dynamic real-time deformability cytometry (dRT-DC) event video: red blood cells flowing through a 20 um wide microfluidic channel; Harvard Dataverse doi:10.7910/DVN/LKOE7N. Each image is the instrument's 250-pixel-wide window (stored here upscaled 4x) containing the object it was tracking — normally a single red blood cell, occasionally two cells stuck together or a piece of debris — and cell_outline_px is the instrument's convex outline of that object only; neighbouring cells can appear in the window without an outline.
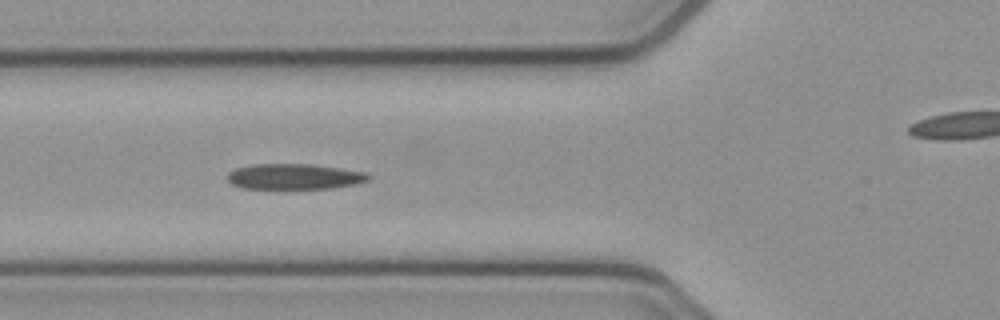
{"species": "common noctule bat (a hibernating species)", "species_latin": "Nyctalus noctula", "temperature_condition": "cold", "stored_images_in_passage": 6, "camera_frame_rate_fps": 3000, "um_per_image_px": 0.085, "animal": {"sex": "female", "body_mass_g": 21.9}, "frame": {"image": 1, "passage_image": 4, "time_ms": 1.0, "image_size_px": [1000, 320], "cell_outline_px": [[372, 176], [368, 180], [356, 184], [332, 188], [240, 188], [232, 184], [228, 180], [228, 172], [236, 168], [252, 164], [312, 164], [340, 168], [364, 172]], "centroid_in_image_um": [25.01, 15.0], "position_along_channel_um": 100.8, "area_um2": 20.92}}
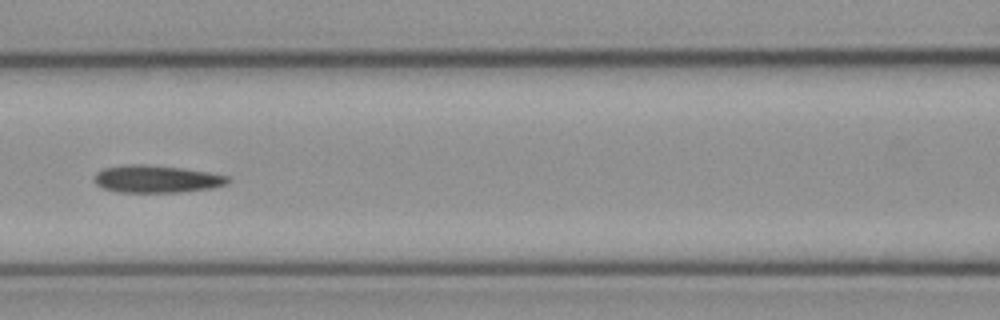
{"frame": {"image": 2, "passage_image": 5, "time_ms": 1.333, "image_size_px": [1000, 320], "cell_outline_px": [[232, 180], [228, 184], [212, 188], [180, 192], [116, 192], [104, 188], [96, 184], [92, 180], [92, 176], [96, 172], [104, 168], [128, 164], [144, 164], [180, 168], [208, 172], [228, 176]], "centroid_in_image_um": [13.29, 15.22], "position_along_channel_um": 153.3, "area_um2": 21.5}}
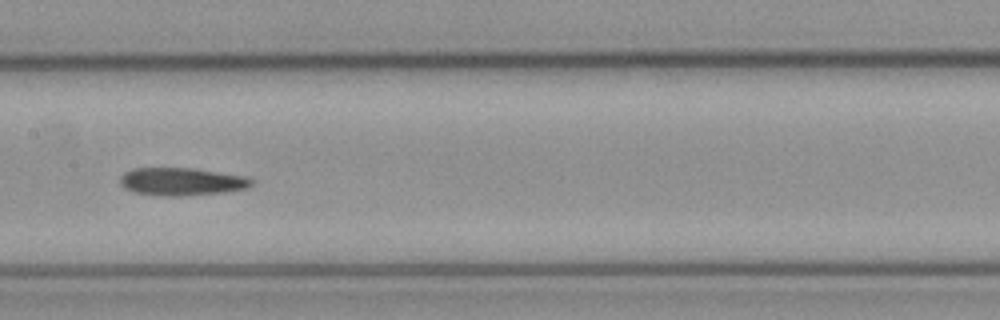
{"frame": {"image": 3, "passage_image": 6, "time_ms": 1.667, "image_size_px": [1000, 320], "cell_outline_px": [[256, 180], [248, 188], [224, 192], [180, 196], [164, 196], [136, 192], [124, 188], [120, 184], [120, 176], [124, 172], [132, 168], [192, 168], [248, 176]], "centroid_in_image_um": [15.47, 15.43], "position_along_channel_um": 191.9, "area_um2": 21.44}}